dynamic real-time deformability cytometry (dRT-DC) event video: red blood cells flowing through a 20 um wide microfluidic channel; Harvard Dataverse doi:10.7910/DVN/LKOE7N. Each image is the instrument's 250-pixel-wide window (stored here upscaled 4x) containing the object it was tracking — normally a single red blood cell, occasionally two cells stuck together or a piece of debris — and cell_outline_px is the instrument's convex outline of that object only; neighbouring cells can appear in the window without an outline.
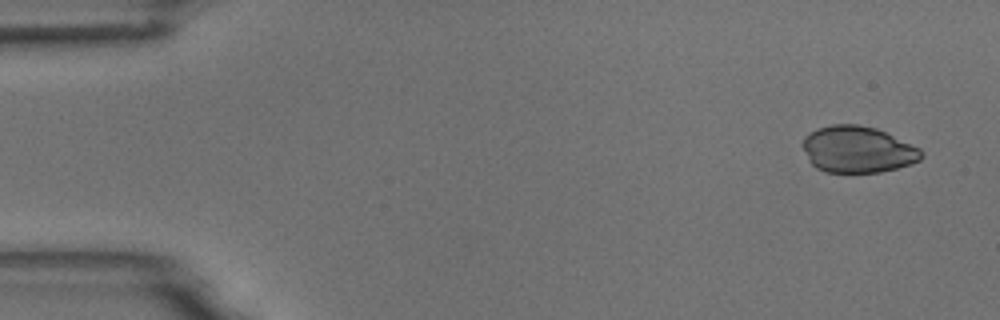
{"species": "common noctule bat (a hibernating species)", "species_latin": "Nyctalus noctula", "temperature_condition": "room temperature", "stored_images_in_passage": 8, "camera_frame_rate_fps": 3000, "um_per_image_px": 0.085, "animal": {"sex": "male", "body_mass_g": 18.8}, "frame": {"image": 1, "passage_image": 1, "time_ms": 0.0, "image_size_px": [1000, 320], "cell_outline_px": [[924, 156], [920, 160], [912, 164], [880, 172], [824, 172], [816, 168], [808, 160], [800, 144], [804, 136], [808, 132], [816, 128], [832, 124], [856, 124], [876, 128], [920, 148], [924, 152]], "centroid_in_image_um": [72.86, 12.7], "position_along_channel_um": 12.1, "area_um2": 32.54}}